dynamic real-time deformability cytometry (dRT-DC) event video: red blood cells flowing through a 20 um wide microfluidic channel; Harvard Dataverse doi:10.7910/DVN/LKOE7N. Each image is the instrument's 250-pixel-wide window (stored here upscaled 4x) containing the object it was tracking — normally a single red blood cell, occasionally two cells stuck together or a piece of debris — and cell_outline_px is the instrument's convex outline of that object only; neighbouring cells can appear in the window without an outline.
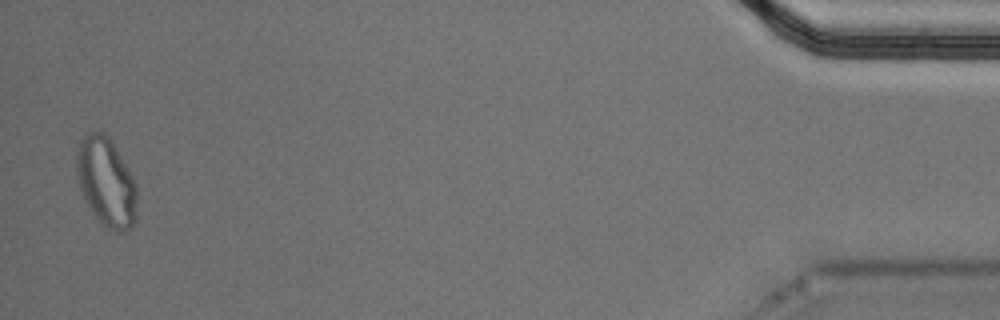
{"species": "Egyptian fruit bat (a non-hibernating species)", "species_latin": "Rousettus aegyptiacus", "temperature_condition": "cold", "stored_images_in_passage": 55, "segment_of_instrument_passage": [2, 2], "camera_frame_rate_fps": 3000, "um_per_image_px": 0.085, "animal": {"sex": "male"}, "frame": {"image": 1, "passage_image": 54, "time_ms": 17.667, "image_size_px": [1000, 320], "cell_outline_px": [[136, 220], [132, 228], [120, 232], [116, 232], [108, 228], [92, 212], [84, 200], [80, 188], [76, 172], [76, 152], [80, 140], [88, 132], [104, 132], [108, 136], [116, 148], [132, 176], [136, 184]], "centroid_in_image_um": [9.02, 15.47], "position_along_channel_um": 426.2, "area_um2": 31.21}}